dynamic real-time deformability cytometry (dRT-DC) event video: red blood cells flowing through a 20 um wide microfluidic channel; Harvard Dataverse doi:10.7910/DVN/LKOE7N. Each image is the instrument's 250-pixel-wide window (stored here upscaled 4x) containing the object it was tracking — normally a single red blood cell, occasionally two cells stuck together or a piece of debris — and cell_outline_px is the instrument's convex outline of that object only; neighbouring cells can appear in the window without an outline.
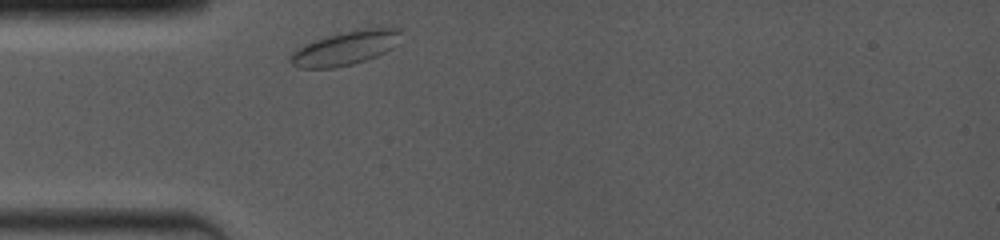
{"species": "common noctule bat (a hibernating species)", "species_latin": "Nyctalus noctula", "temperature_condition": "room temperature", "stored_images_in_passage": 1, "camera_frame_rate_fps": 4000, "um_per_image_px": 0.085, "animal": {"sex": "female", "body_mass_g": 19.0, "forearm_length_mm": 53.3}, "frame": {"image": 1, "passage_image": 1, "time_ms": 0.0, "image_size_px": [1000, 240], "cell_outline_px": [[404, 32], [396, 44], [392, 48], [376, 56], [352, 64], [336, 68], [300, 68], [292, 64], [288, 60], [292, 52], [296, 48], [312, 40], [324, 36], [364, 28], [400, 28]], "centroid_in_image_um": [29.33, 4.08], "position_along_channel_um": 55.7, "area_um2": 22.02}}